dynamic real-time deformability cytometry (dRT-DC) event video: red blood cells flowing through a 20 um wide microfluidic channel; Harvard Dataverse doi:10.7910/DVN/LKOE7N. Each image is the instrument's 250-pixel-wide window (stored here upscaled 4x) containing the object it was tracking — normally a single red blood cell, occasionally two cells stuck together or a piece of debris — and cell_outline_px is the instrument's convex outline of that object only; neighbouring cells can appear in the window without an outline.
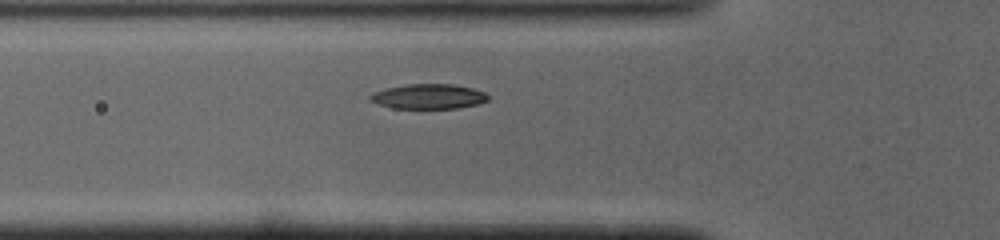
{"species": "common noctule bat (a hibernating species)", "species_latin": "Nyctalus noctula", "temperature_condition": "cold", "stored_images_in_passage": 9, "camera_frame_rate_fps": 3000, "um_per_image_px": 0.085, "animal": {"sex": "male", "body_mass_g": 19.0, "forearm_length_mm": 50.8}, "frame": {"image": 1, "passage_image": 6, "time_ms": 1.667, "image_size_px": [1000, 240], "cell_outline_px": [[488, 100], [476, 104], [460, 108], [392, 108], [380, 104], [372, 100], [368, 96], [372, 92], [404, 84], [452, 84], [472, 88], [484, 92], [488, 96]], "centroid_in_image_um": [36.43, 8.19], "position_along_channel_um": 89.4, "area_um2": 16.94}}
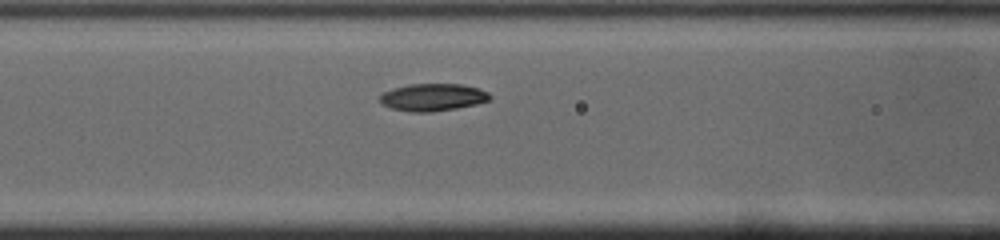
{"frame": {"image": 2, "passage_image": 9, "time_ms": 2.667, "image_size_px": [1000, 240], "cell_outline_px": [[492, 100], [476, 104], [456, 108], [432, 112], [408, 112], [392, 108], [380, 104], [380, 96], [384, 92], [392, 88], [408, 84], [460, 84], [480, 88], [488, 92], [492, 96]], "centroid_in_image_um": [36.8, 8.27], "position_along_channel_um": 129.8, "area_um2": 17.74}}